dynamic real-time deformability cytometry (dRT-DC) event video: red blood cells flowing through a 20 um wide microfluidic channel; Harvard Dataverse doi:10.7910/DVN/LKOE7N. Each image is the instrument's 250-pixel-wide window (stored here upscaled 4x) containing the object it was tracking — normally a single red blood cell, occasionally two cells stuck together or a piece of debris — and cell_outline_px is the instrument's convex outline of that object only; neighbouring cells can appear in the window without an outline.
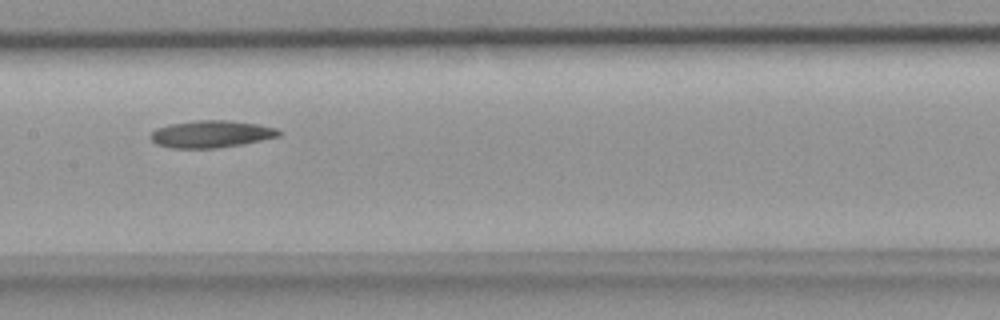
{"species": "common noctule bat (a hibernating species)", "species_latin": "Nyctalus noctula", "temperature_condition": "room temperature", "stored_images_in_passage": 6, "camera_frame_rate_fps": 3000, "um_per_image_px": 0.085, "animal": {"sex": "female", "body_mass_g": 18.4}, "frame": {"image": 1, "passage_image": 5, "time_ms": 1.333, "image_size_px": [1000, 320], "cell_outline_px": [[280, 136], [244, 144], [216, 148], [172, 148], [156, 144], [148, 136], [156, 128], [172, 124], [196, 120], [228, 120], [256, 124], [276, 128], [280, 132]], "centroid_in_image_um": [17.93, 11.4], "position_along_channel_um": 189.5, "area_um2": 20.23}}
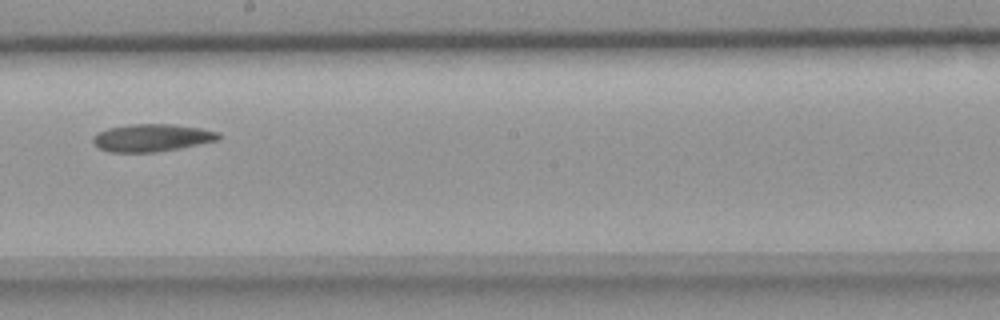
{"frame": {"image": 2, "passage_image": 6, "time_ms": 1.667, "image_size_px": [1000, 320], "cell_outline_px": [[220, 140], [180, 148], [156, 152], [108, 152], [100, 148], [92, 140], [92, 136], [96, 132], [108, 128], [132, 124], [172, 124], [200, 128], [220, 132]], "centroid_in_image_um": [12.91, 11.71], "position_along_channel_um": 235.3, "area_um2": 20.23}}